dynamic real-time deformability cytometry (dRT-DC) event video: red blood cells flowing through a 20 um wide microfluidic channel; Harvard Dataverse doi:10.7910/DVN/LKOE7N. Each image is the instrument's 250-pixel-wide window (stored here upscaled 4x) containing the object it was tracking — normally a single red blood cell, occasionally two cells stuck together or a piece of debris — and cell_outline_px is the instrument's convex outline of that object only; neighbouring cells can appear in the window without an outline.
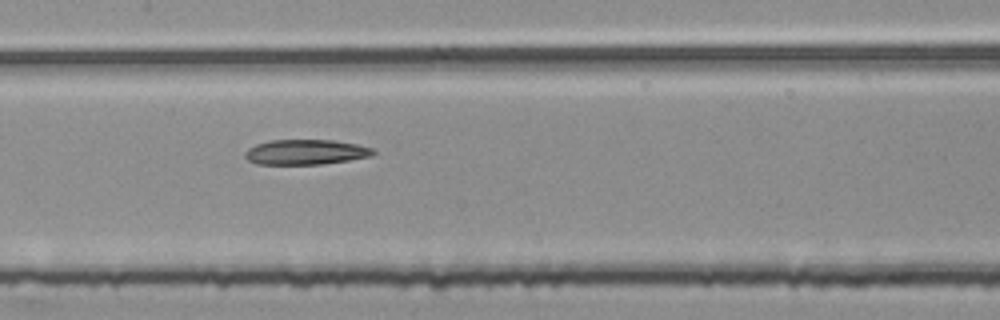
{"species": "common noctule bat (a hibernating species)", "species_latin": "Nyctalus noctula", "temperature_condition": "room temperature", "stored_images_in_passage": 54, "segment_of_instrument_passage": [2, 2], "camera_frame_rate_fps": 3000, "um_per_image_px": 0.085, "animal": {"sex": "female", "body_mass_g": 25.1}, "frame": {"image": 1, "passage_image": 26, "time_ms": 8.333, "image_size_px": [1000, 320], "cell_outline_px": [[376, 152], [372, 156], [348, 160], [320, 164], [256, 164], [248, 160], [244, 156], [244, 152], [248, 148], [256, 144], [272, 140], [332, 140], [356, 144], [372, 148]], "centroid_in_image_um": [25.96, 12.92], "position_along_channel_um": 181.4, "area_um2": 18.67}}
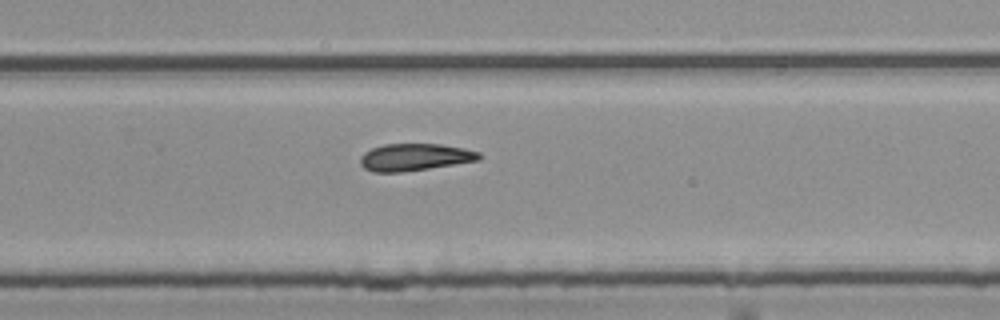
{"frame": {"image": 2, "passage_image": 35, "time_ms": 11.333, "image_size_px": [1000, 320], "cell_outline_px": [[484, 156], [480, 160], [428, 168], [400, 172], [372, 172], [364, 168], [360, 164], [360, 156], [364, 152], [372, 148], [384, 144], [440, 144], [464, 148], [480, 152]], "centroid_in_image_um": [35.26, 13.35], "position_along_channel_um": 294.5, "area_um2": 18.84}}
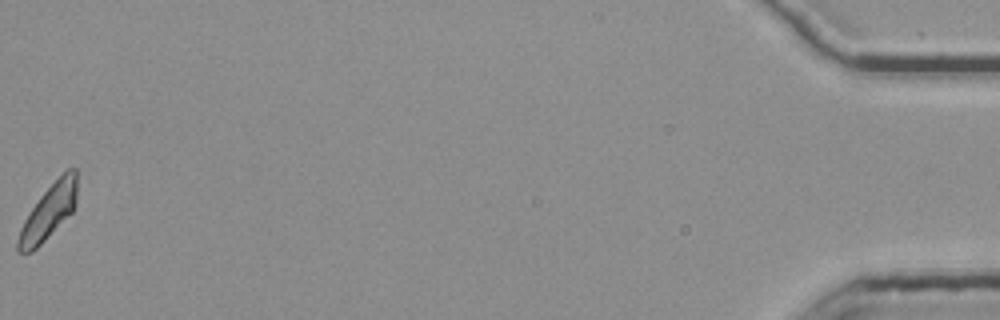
{"frame": {"image": 3, "passage_image": 54, "time_ms": 17.667, "image_size_px": [1000, 320], "cell_outline_px": [[76, 204], [72, 212], [32, 252], [16, 252], [16, 240], [20, 228], [24, 220], [40, 196], [68, 168], [76, 168]], "centroid_in_image_um": [4.11, 18.03], "position_along_channel_um": 431.1, "area_um2": 18.38}}